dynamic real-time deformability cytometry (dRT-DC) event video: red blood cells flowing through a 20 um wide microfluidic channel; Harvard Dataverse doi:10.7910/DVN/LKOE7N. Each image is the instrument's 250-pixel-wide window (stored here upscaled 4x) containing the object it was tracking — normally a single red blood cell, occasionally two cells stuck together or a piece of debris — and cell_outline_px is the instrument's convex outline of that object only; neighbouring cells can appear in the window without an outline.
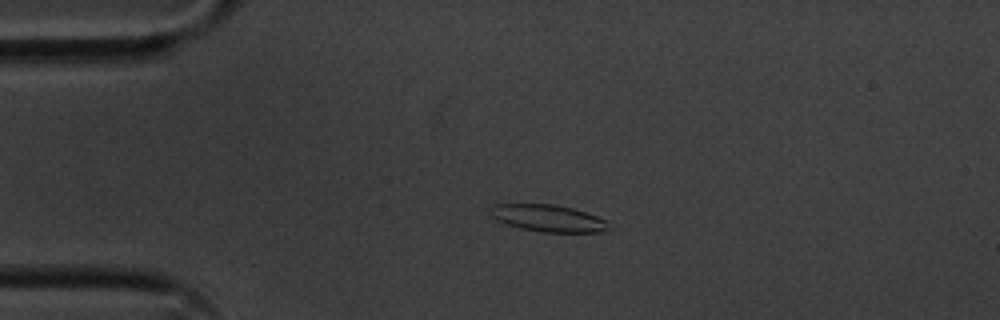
{"species": "common noctule bat (a hibernating species)", "species_latin": "Nyctalus noctula", "temperature_condition": "cold", "stored_images_in_passage": 4, "camera_frame_rate_fps": 3000, "um_per_image_px": 0.085, "animal": {"sex": "male", "body_mass_g": 20.1, "forearm_length_mm": 53.5}, "frame": {"image": 1, "passage_image": 3, "time_ms": 0.667, "image_size_px": [1000, 320], "cell_outline_px": [[608, 228], [604, 232], [540, 232], [520, 228], [496, 220], [492, 216], [492, 204], [552, 204], [572, 208], [596, 216], [604, 220]], "centroid_in_image_um": [46.56, 18.55], "position_along_channel_um": 38.4, "area_um2": 18.26}}